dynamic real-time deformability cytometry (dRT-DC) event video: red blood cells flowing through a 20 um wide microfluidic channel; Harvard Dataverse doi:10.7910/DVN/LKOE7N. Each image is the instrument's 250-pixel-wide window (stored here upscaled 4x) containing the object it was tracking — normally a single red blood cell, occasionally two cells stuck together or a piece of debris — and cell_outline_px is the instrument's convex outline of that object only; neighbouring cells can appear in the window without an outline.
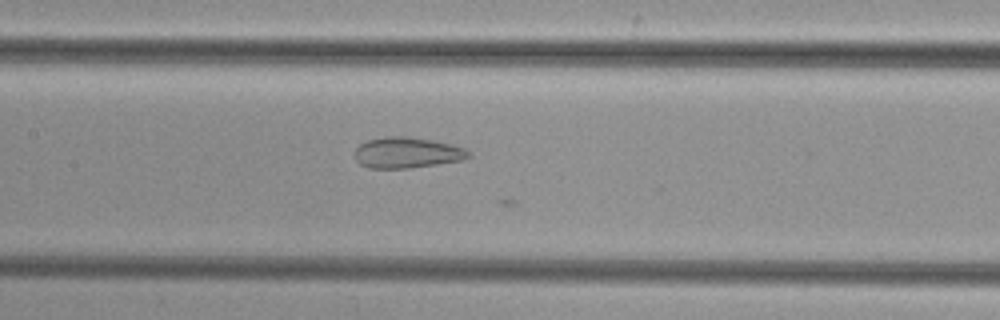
{"species": "common noctule bat (a hibernating species)", "species_latin": "Nyctalus noctula", "temperature_condition": "cold", "stored_images_in_passage": 19, "camera_frame_rate_fps": 3000, "um_per_image_px": 0.085, "animal": {"sex": "female", "body_mass_g": 29.2, "forearm_length_mm": 56.3}, "frame": {"image": 1, "passage_image": 14, "time_ms": 4.333, "image_size_px": [1000, 320], "cell_outline_px": [[472, 156], [460, 160], [436, 164], [408, 168], [368, 168], [360, 164], [356, 160], [356, 148], [360, 144], [368, 140], [384, 136], [408, 136], [432, 140], [452, 144], [464, 148]], "centroid_in_image_um": [34.58, 12.97], "position_along_channel_um": 172.8, "area_um2": 20.35}}
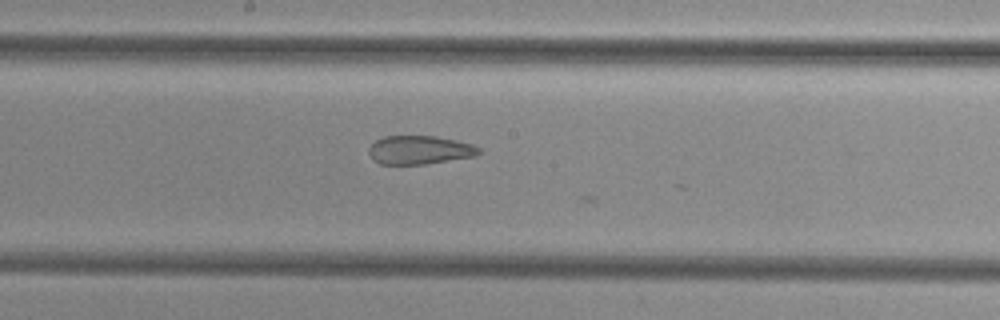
{"frame": {"image": 2, "passage_image": 17, "time_ms": 5.333, "image_size_px": [1000, 320], "cell_outline_px": [[480, 152], [476, 156], [424, 164], [380, 164], [372, 160], [368, 152], [368, 148], [376, 140], [384, 136], [436, 136], [456, 140], [472, 144], [480, 148]], "centroid_in_image_um": [35.64, 12.75], "position_along_channel_um": 212.6, "area_um2": 18.38}}